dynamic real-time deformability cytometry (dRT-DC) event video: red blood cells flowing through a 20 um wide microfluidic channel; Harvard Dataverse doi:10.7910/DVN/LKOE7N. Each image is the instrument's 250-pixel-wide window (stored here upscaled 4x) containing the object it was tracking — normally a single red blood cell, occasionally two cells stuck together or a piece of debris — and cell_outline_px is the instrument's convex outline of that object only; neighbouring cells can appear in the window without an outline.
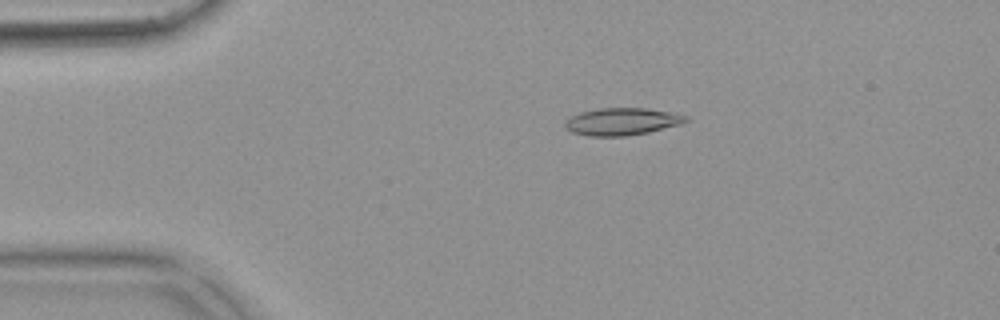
{"species": "common noctule bat (a hibernating species)", "species_latin": "Nyctalus noctula", "temperature_condition": "warm", "stored_images_in_passage": 55, "camera_frame_rate_fps": 3000, "um_per_image_px": 0.085, "animal": {"sex": "female", "body_mass_g": 18.4}, "frame": {"image": 1, "passage_image": 11, "time_ms": 3.333, "image_size_px": [1000, 320], "cell_outline_px": [[688, 120], [680, 124], [648, 132], [628, 136], [588, 136], [572, 132], [564, 128], [564, 124], [572, 116], [580, 112], [600, 108], [644, 108], [668, 112], [688, 116]], "centroid_in_image_um": [52.84, 10.34], "position_along_channel_um": 32.2, "area_um2": 19.02}}
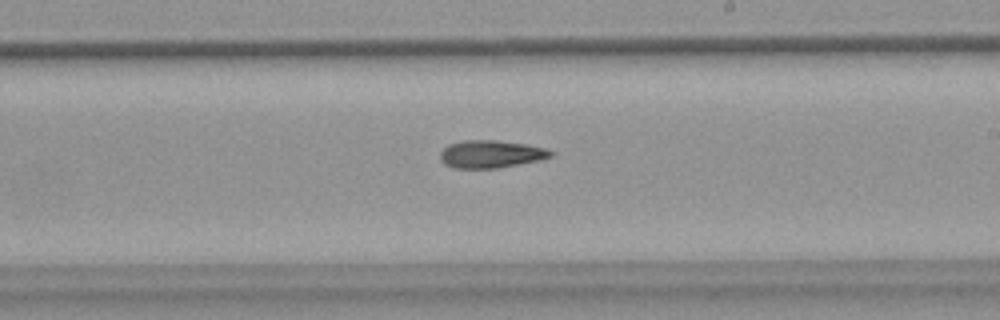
{"frame": {"image": 2, "passage_image": 32, "time_ms": 10.333, "image_size_px": [1000, 320], "cell_outline_px": [[556, 152], [552, 156], [540, 160], [496, 168], [452, 168], [444, 164], [440, 160], [440, 152], [448, 144], [464, 140], [496, 140], [528, 144], [544, 148]], "centroid_in_image_um": [41.72, 13.09], "position_along_channel_um": 247.3, "area_um2": 17.92}}
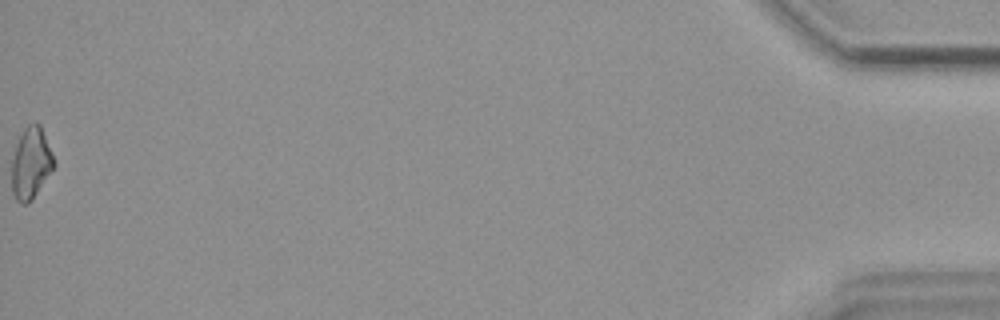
{"frame": {"image": 3, "passage_image": 55, "time_ms": 18.0, "image_size_px": [1000, 320], "cell_outline_px": [[56, 164], [32, 200], [28, 204], [20, 204], [16, 200], [12, 192], [12, 156], [16, 144], [24, 128], [28, 124], [36, 120], [40, 124], [52, 152]], "centroid_in_image_um": [2.62, 13.86], "position_along_channel_um": 432.6, "area_um2": 17.74}}